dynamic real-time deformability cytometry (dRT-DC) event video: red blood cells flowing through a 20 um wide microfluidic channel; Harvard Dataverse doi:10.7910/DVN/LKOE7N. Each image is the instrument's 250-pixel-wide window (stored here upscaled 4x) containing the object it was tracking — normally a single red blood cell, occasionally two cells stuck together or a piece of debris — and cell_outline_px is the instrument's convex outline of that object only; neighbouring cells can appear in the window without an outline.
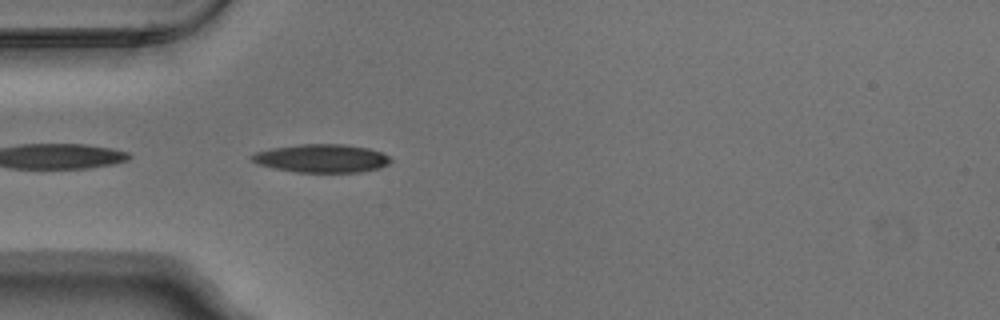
{"species": "Egyptian fruit bat (a non-hibernating species)", "species_latin": "Rousettus aegyptiacus", "temperature_condition": "warm", "stored_images_in_passage": 11, "camera_frame_rate_fps": 3000, "um_per_image_px": 0.085, "animal": {"sex": "male"}, "frame": {"image": 1, "passage_image": 1, "time_ms": 0.0, "image_size_px": [1000, 320], "cell_outline_px": [[392, 160], [388, 164], [380, 168], [360, 172], [296, 172], [276, 168], [260, 164], [252, 160], [248, 156], [256, 152], [272, 148], [300, 144], [344, 144], [368, 148], [380, 152], [388, 156]], "centroid_in_image_um": [27.36, 13.45], "position_along_channel_um": 57.6, "area_um2": 22.72}}
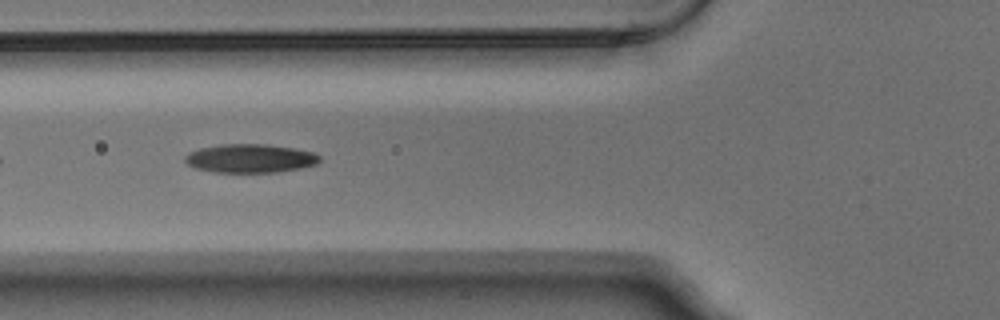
{"frame": {"image": 2, "passage_image": 5, "time_ms": 1.333, "image_size_px": [1000, 320], "cell_outline_px": [[320, 160], [316, 164], [300, 168], [276, 172], [212, 172], [196, 168], [188, 164], [184, 160], [184, 156], [188, 152], [200, 148], [220, 144], [268, 144], [296, 148], [312, 152], [320, 156]], "centroid_in_image_um": [21.25, 13.45], "position_along_channel_um": 104.6, "area_um2": 22.54}}
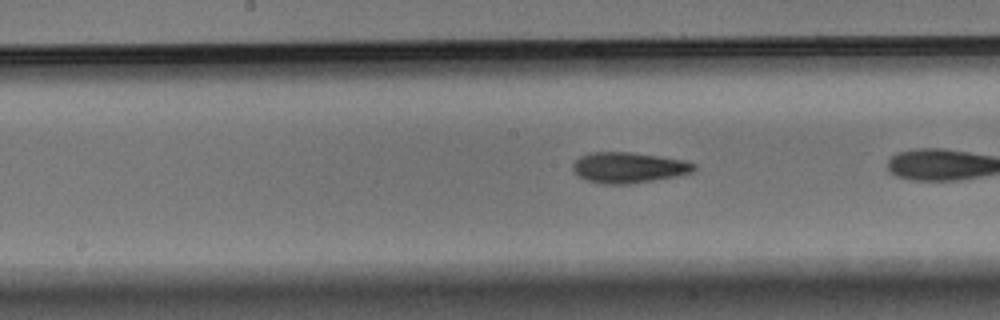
{"frame": {"image": 3, "passage_image": 10, "time_ms": 3.0, "image_size_px": [1000, 320], "cell_outline_px": [[696, 168], [692, 172], [676, 176], [628, 184], [604, 184], [588, 180], [580, 176], [572, 168], [572, 164], [580, 156], [592, 152], [632, 152], [684, 160], [696, 164]], "centroid_in_image_um": [53.44, 14.23], "position_along_channel_um": 194.8, "area_um2": 21.44}}